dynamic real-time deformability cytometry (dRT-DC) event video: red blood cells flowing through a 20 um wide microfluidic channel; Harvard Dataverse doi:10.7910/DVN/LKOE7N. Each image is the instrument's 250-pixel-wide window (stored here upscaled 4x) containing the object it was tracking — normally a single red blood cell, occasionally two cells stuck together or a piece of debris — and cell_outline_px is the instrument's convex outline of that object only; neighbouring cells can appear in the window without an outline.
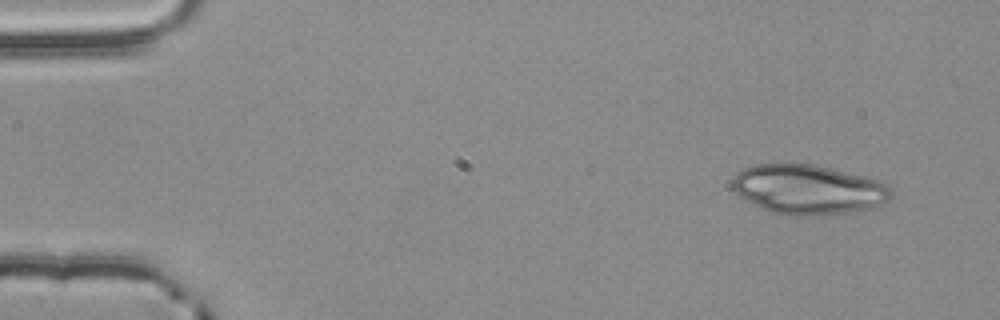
{"species": "common noctule bat (a hibernating species)", "species_latin": "Nyctalus noctula", "temperature_condition": "room temperature", "stored_images_in_passage": 4, "camera_frame_rate_fps": 3000, "um_per_image_px": 0.085, "animal": {"sex": "male", "body_mass_g": 20.4}, "frame": {"image": 1, "passage_image": 1, "time_ms": 0.0, "image_size_px": [1000, 320], "cell_outline_px": [[896, 192], [888, 200], [876, 208], [844, 212], [804, 216], [784, 216], [772, 212], [740, 196], [732, 188], [732, 176], [736, 172], [744, 168], [756, 164], [816, 164], [880, 180], [888, 184]], "centroid_in_image_um": [68.75, 16.1], "position_along_channel_um": 16.2, "area_um2": 46.18}}